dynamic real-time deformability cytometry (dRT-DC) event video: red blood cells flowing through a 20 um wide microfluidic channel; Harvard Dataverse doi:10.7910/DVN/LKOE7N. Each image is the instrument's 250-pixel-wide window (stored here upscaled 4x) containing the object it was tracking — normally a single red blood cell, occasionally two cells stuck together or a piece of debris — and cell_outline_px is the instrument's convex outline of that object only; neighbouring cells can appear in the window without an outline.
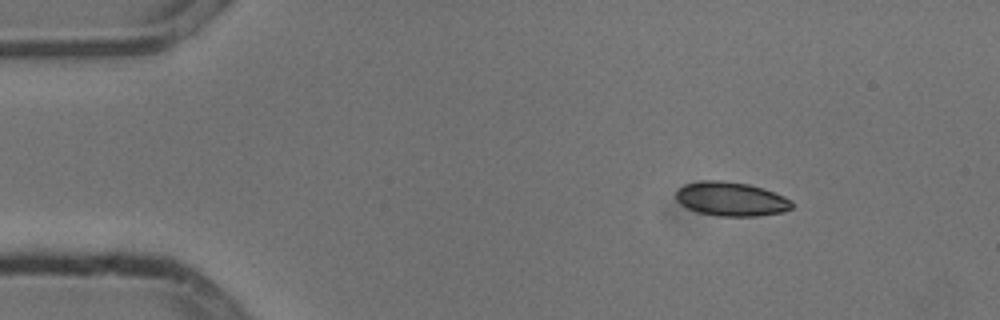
{"species": "common noctule bat (a hibernating species)", "species_latin": "Nyctalus noctula", "temperature_condition": "cold", "stored_images_in_passage": 4, "camera_frame_rate_fps": 3000, "um_per_image_px": 0.085, "animal": {"sex": "male", "body_mass_g": 13.3}, "frame": {"image": 1, "passage_image": 1, "time_ms": 0.0, "image_size_px": [1000, 320], "cell_outline_px": [[792, 208], [784, 212], [756, 216], [720, 216], [696, 212], [680, 204], [676, 200], [676, 192], [684, 184], [704, 180], [720, 180], [748, 184], [764, 188], [784, 196], [792, 200]], "centroid_in_image_um": [62.15, 16.92], "position_along_channel_um": 22.9, "area_um2": 23.12}}
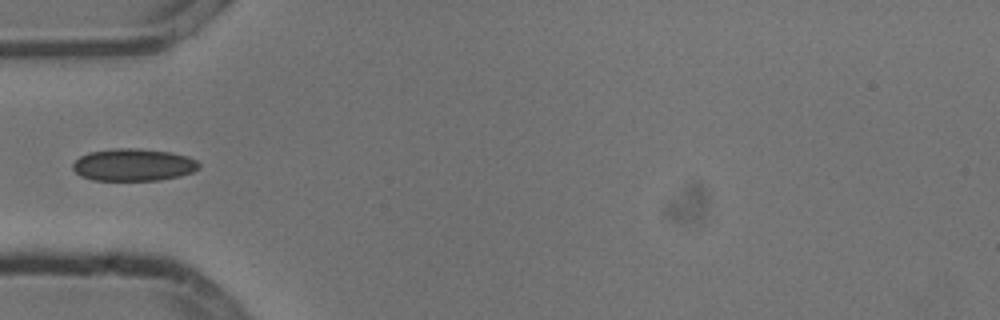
{"frame": {"image": 2, "passage_image": 4, "time_ms": 1.0, "image_size_px": [1000, 320], "cell_outline_px": [[200, 168], [192, 172], [180, 176], [160, 180], [92, 180], [80, 176], [72, 168], [72, 164], [80, 156], [88, 152], [116, 148], [140, 148], [172, 152], [188, 156], [196, 160], [200, 164]], "centroid_in_image_um": [11.35, 14.0], "position_along_channel_um": 73.7, "area_um2": 23.99}}